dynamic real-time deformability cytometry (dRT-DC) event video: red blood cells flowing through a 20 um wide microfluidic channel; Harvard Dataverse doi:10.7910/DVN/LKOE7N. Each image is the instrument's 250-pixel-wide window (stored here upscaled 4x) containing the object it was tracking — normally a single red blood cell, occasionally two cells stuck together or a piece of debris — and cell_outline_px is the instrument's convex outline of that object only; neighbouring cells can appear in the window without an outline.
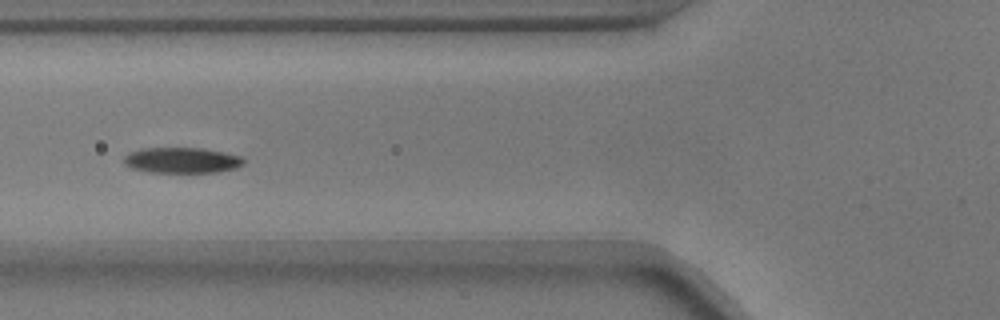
{"species": "common noctule bat (a hibernating species)", "species_latin": "Nyctalus noctula", "temperature_condition": "warm", "stored_images_in_passage": 32, "camera_frame_rate_fps": 3000, "um_per_image_px": 0.085, "animal": {"sex": "male", "body_mass_g": 17.9}, "frame": {"image": 1, "passage_image": 10, "time_ms": 3.0, "image_size_px": [1000, 320], "cell_outline_px": [[244, 164], [236, 168], [220, 172], [148, 172], [132, 168], [124, 164], [124, 156], [128, 152], [140, 148], [200, 148], [240, 156], [244, 160]], "centroid_in_image_um": [15.42, 13.62], "position_along_channel_um": 110.4, "area_um2": 17.86}}
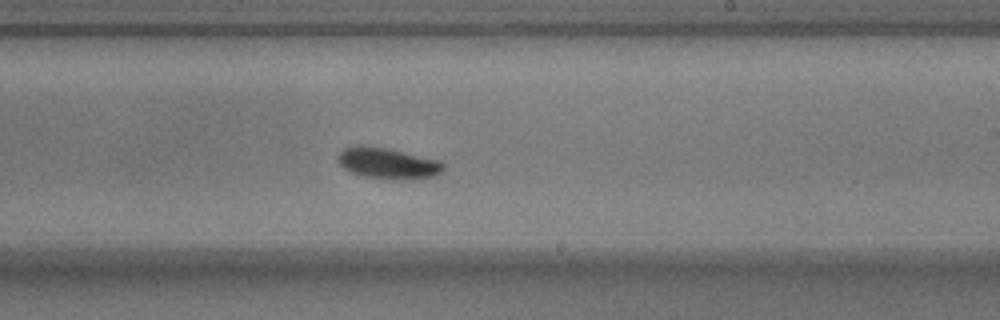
{"frame": {"image": 2, "passage_image": 22, "time_ms": 7.0, "image_size_px": [1000, 320], "cell_outline_px": [[444, 168], [436, 176], [404, 180], [396, 180], [364, 176], [352, 172], [344, 168], [336, 160], [336, 156], [344, 148], [356, 144], [360, 144], [388, 148], [440, 160], [444, 164]], "centroid_in_image_um": [32.95, 13.86], "position_along_channel_um": 256.1, "area_um2": 19.36}}
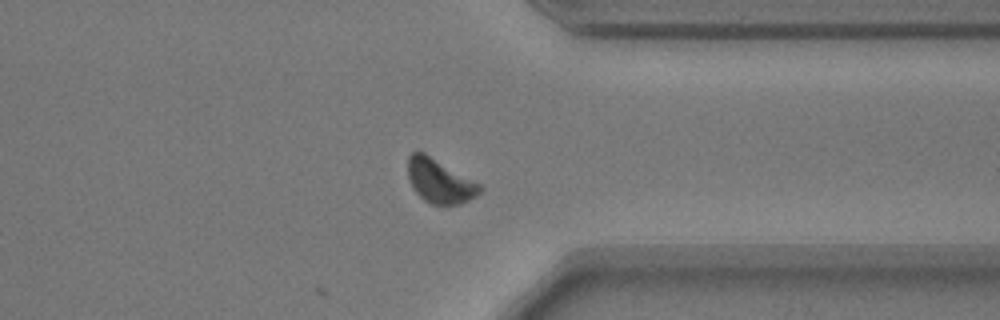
{"frame": {"image": 3, "passage_image": 32, "time_ms": 10.333, "image_size_px": [1000, 320], "cell_outline_px": [[484, 188], [476, 196], [460, 204], [432, 204], [424, 200], [412, 188], [408, 176], [408, 156], [412, 152], [424, 152], [480, 184]], "centroid_in_image_um": [37.36, 15.39], "position_along_channel_um": 374.0, "area_um2": 18.26}, "authors_computed_cell_mechanics": {"area_um2": 18.6405, "velocity_mm_per_s": 3.6475, "shape_relaxation_time_tau1_ms": 3.179, "shape_relaxation_time_tau2_ms": 3.8728, "deformation_change_tau1": 0.1392, "deformation_change_tau2": 0.0758}}